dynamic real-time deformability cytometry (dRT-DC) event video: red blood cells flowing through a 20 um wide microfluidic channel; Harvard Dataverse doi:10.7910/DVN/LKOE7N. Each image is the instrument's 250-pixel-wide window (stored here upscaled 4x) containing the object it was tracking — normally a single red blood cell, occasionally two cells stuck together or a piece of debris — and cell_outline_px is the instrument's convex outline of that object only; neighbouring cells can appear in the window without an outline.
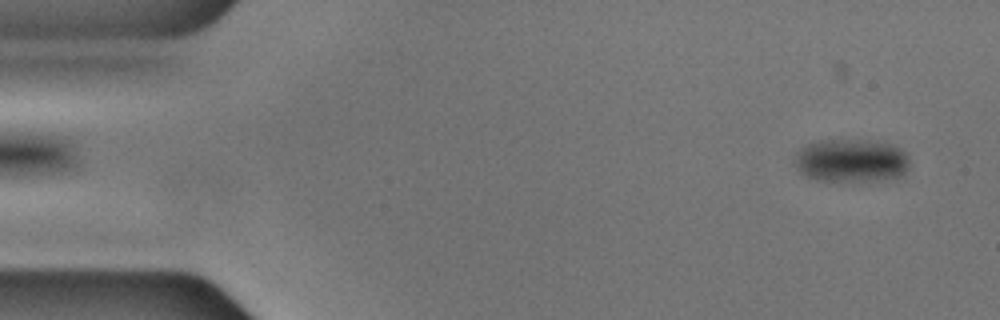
{"species": "common noctule bat (a hibernating species)", "species_latin": "Nyctalus noctula", "temperature_condition": "cold", "stored_images_in_passage": 55, "camera_frame_rate_fps": 3000, "um_per_image_px": 0.085, "animal": {"sex": "male", "body_mass_g": 17.9, "forearm_length_mm": 54.2}, "frame": {"image": 1, "passage_image": 3, "time_ms": 0.667, "image_size_px": [1000, 320], "cell_outline_px": [[908, 168], [904, 176], [880, 180], [816, 180], [800, 172], [796, 168], [792, 160], [796, 152], [800, 148], [808, 144], [820, 140], [844, 140], [892, 144], [908, 152]], "centroid_in_image_um": [72.34, 13.65], "position_along_channel_um": 12.7, "area_um2": 28.84}}
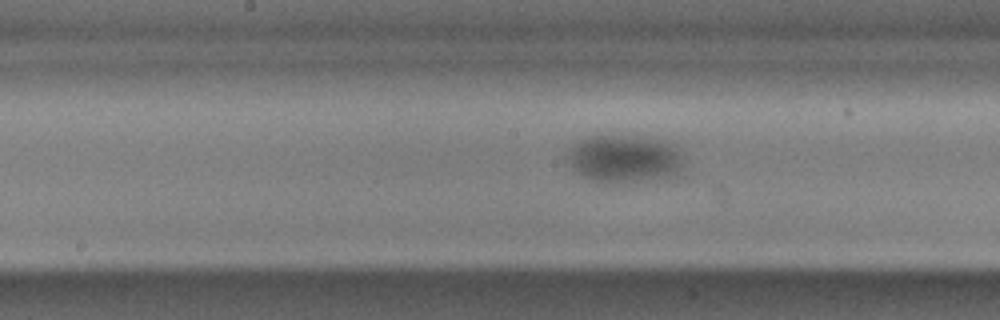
{"frame": {"image": 2, "passage_image": 27, "time_ms": 8.667, "image_size_px": [1000, 320], "cell_outline_px": [[684, 176], [656, 180], [604, 184], [592, 180], [576, 172], [564, 160], [564, 156], [580, 140], [592, 136], [636, 136], [660, 140], [672, 144], [680, 156], [684, 164]], "centroid_in_image_um": [53.11, 13.55], "position_along_channel_um": 195.1, "area_um2": 33.06}}
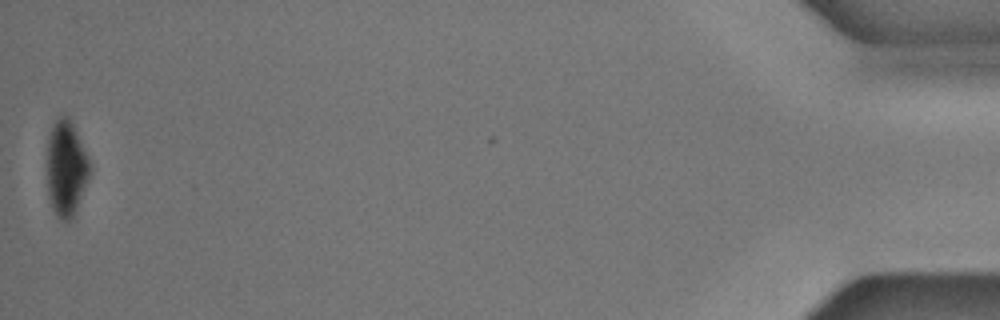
{"frame": {"image": 3, "passage_image": 55, "time_ms": 18.0, "image_size_px": [1000, 320], "cell_outline_px": [[92, 168], [88, 180], [76, 208], [72, 216], [68, 220], [64, 220], [56, 216], [48, 200], [48, 132], [56, 116], [68, 116], [92, 164]], "centroid_in_image_um": [5.62, 14.27], "position_along_channel_um": 429.6, "area_um2": 23.76}}